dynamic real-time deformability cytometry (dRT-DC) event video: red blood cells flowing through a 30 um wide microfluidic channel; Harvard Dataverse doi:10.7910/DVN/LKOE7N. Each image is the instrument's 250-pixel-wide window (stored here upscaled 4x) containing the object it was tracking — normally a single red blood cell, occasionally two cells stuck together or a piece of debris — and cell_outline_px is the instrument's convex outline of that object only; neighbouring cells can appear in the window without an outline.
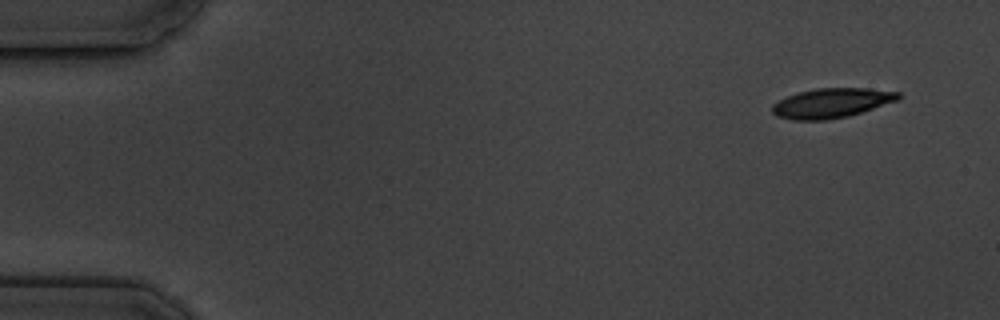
{"species": "common noctule bat (a hibernating species)", "species_latin": "Nyctalus noctula", "temperature_condition": "cold", "stored_images_in_passage": 5, "camera_frame_rate_fps": 3000, "um_per_image_px": 0.085, "animal": {"sex": "male", "body_mass_g": 19.5, "forearm_length_mm": 54.6}, "frame": {"image": 1, "passage_image": 1, "time_ms": 0.0, "image_size_px": [1000, 320], "cell_outline_px": [[900, 100], [848, 116], [824, 120], [796, 120], [776, 116], [772, 112], [772, 104], [788, 96], [800, 92], [816, 88], [868, 88], [900, 92]], "centroid_in_image_um": [70.71, 8.75], "position_along_channel_um": 14.3, "area_um2": 21.68}}
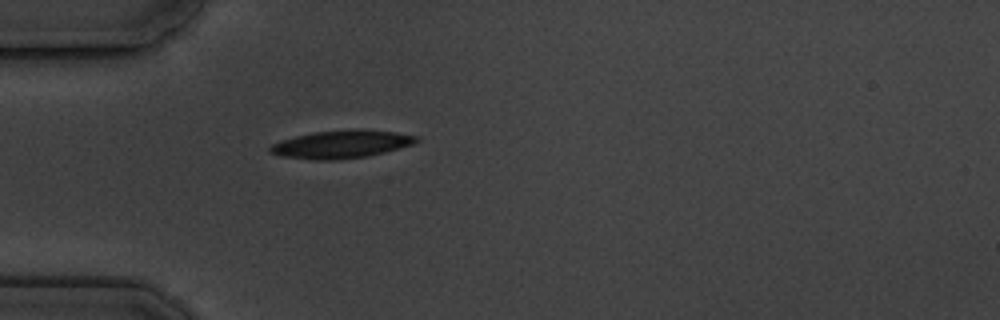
{"frame": {"image": 2, "passage_image": 5, "time_ms": 4.333, "image_size_px": [1000, 320], "cell_outline_px": [[420, 140], [412, 144], [400, 148], [368, 156], [336, 160], [312, 160], [280, 156], [268, 152], [268, 148], [272, 144], [280, 140], [312, 132], [356, 128], [360, 128], [396, 132], [420, 136]], "centroid_in_image_um": [29.01, 12.25], "position_along_channel_um": 56.0, "area_um2": 24.22}}